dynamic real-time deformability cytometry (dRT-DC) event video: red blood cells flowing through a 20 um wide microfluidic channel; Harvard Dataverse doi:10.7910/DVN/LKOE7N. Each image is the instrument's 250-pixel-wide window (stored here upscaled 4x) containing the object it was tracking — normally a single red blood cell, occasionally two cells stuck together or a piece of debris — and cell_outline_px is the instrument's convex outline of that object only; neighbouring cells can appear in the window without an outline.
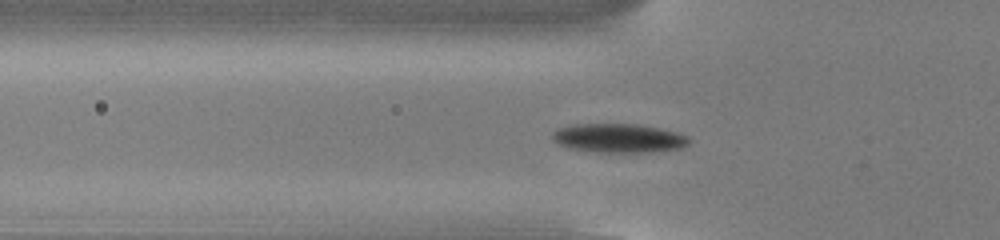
{"species": "common noctule bat (a hibernating species)", "species_latin": "Nyctalus noctula", "temperature_condition": "cold", "stored_images_in_passage": 55, "camera_frame_rate_fps": 3000, "um_per_image_px": 0.085, "animal": {"sex": "male", "body_mass_g": 13.0, "forearm_length_mm": 53.1}, "frame": {"image": 1, "passage_image": 19, "time_ms": 6.0, "image_size_px": [1000, 240], "cell_outline_px": [[692, 140], [684, 148], [652, 152], [600, 152], [568, 148], [552, 140], [552, 132], [556, 128], [572, 124], [640, 124], [660, 128], [676, 132], [688, 136]], "centroid_in_image_um": [52.61, 11.74], "position_along_channel_um": 73.2, "area_um2": 23.35}}
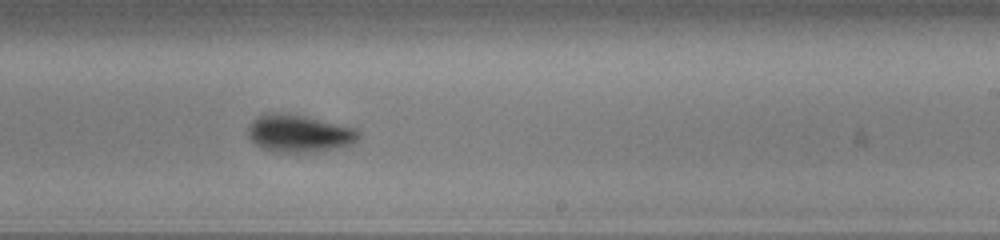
{"frame": {"image": 2, "passage_image": 34, "time_ms": 11.0, "image_size_px": [1000, 240], "cell_outline_px": [[360, 136], [352, 144], [336, 148], [312, 152], [276, 152], [264, 148], [256, 144], [248, 136], [248, 128], [252, 120], [268, 112], [276, 112], [304, 116], [356, 128], [360, 132]], "centroid_in_image_um": [25.43, 11.34], "position_along_channel_um": 263.6, "area_um2": 23.93}}
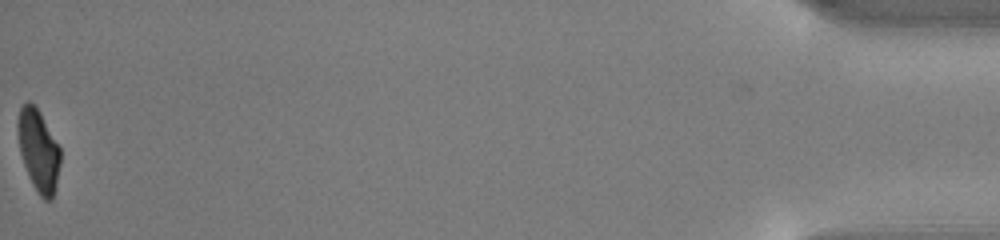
{"frame": {"image": 3, "passage_image": 55, "time_ms": 18.0, "image_size_px": [1000, 240], "cell_outline_px": [[60, 164], [56, 188], [52, 200], [44, 200], [40, 196], [32, 184], [24, 164], [20, 152], [16, 128], [16, 120], [20, 108], [28, 100], [40, 112], [60, 148]], "centroid_in_image_um": [3.26, 12.79], "position_along_channel_um": 431.9, "area_um2": 20.35}, "authors_computed_cell_mechanics": {"area_um2": 21.7906, "velocity_mm_per_s": 3.8128, "shape_relaxation_time_tau1_ms": 1.6486, "shape_relaxation_time_tau2_ms": 7.6512, "deformation_change_tau1": 0.1257, "deformation_change_tau2": 0.078}}